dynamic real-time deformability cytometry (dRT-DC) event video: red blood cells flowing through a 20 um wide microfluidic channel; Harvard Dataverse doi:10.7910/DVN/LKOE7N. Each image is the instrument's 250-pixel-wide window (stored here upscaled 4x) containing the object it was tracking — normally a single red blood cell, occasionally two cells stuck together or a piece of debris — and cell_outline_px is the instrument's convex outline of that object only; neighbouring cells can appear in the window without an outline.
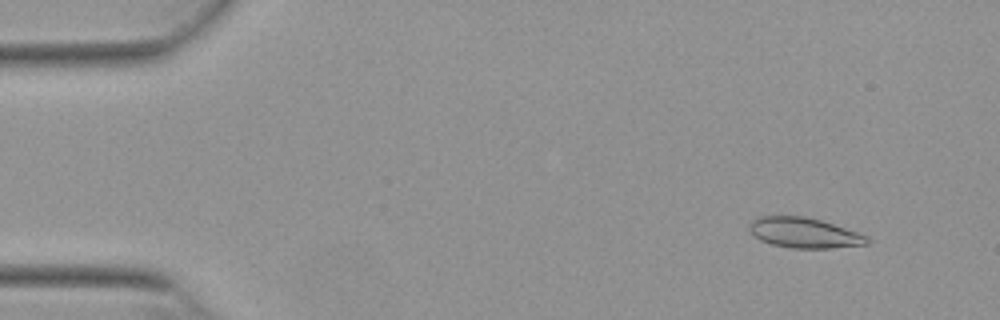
{"species": "Egyptian fruit bat (a non-hibernating species)", "species_latin": "Rousettus aegyptiacus", "temperature_condition": "warm", "stored_images_in_passage": 53, "camera_frame_rate_fps": 3000, "um_per_image_px": 0.085, "animal": {"sex": "female"}, "frame": {"image": 1, "passage_image": 5, "time_ms": 1.333, "image_size_px": [1000, 320], "cell_outline_px": [[872, 240], [868, 244], [832, 248], [792, 248], [772, 244], [760, 240], [748, 228], [748, 224], [756, 216], [804, 216], [820, 220], [868, 236]], "centroid_in_image_um": [68.35, 19.79], "position_along_channel_um": 16.7, "area_um2": 20.69}}
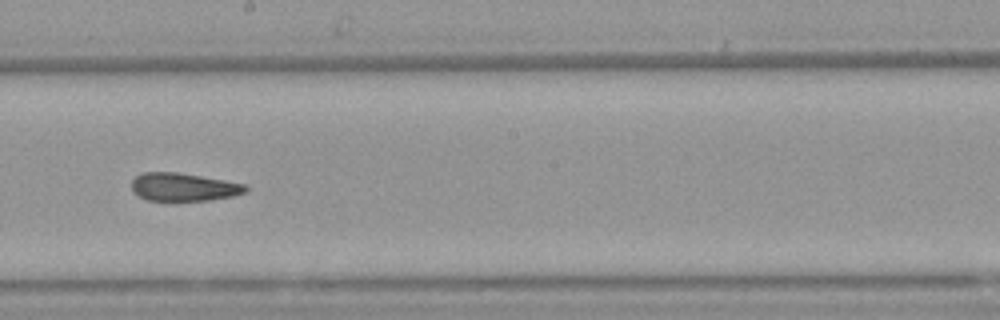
{"frame": {"image": 2, "passage_image": 30, "time_ms": 9.667, "image_size_px": [1000, 320], "cell_outline_px": [[248, 192], [232, 196], [208, 200], [148, 200], [132, 192], [132, 180], [136, 176], [144, 172], [176, 172], [224, 180], [244, 184], [248, 188]], "centroid_in_image_um": [15.6, 15.89], "position_along_channel_um": 232.6, "area_um2": 18.44}}
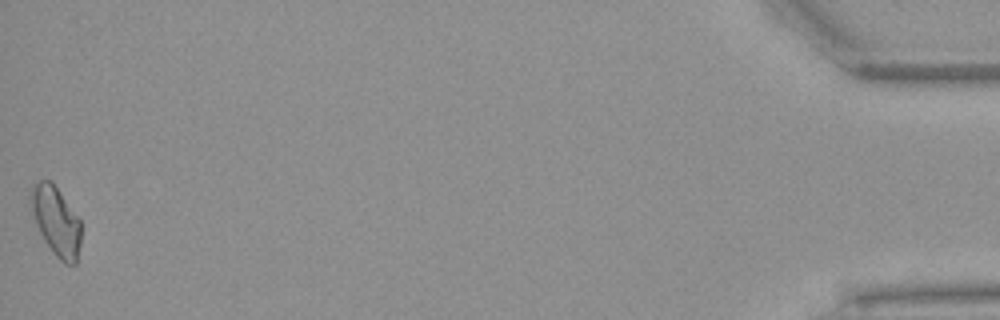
{"frame": {"image": 3, "passage_image": 53, "time_ms": 17.333, "image_size_px": [1000, 320], "cell_outline_px": [[80, 244], [76, 264], [64, 264], [56, 256], [44, 240], [36, 224], [28, 204], [28, 192], [32, 184], [40, 180], [52, 180], [80, 220]], "centroid_in_image_um": [4.71, 18.74], "position_along_channel_um": 430.5, "area_um2": 20.52}, "authors_computed_cell_mechanics": {"area_um2": 19.7676, "velocity_mm_per_s": 3.8509, "shape_relaxation_time_tau1_ms": null, "shape_relaxation_time_tau2_ms": 4.2602, "deformation_change_tau1": null, "deformation_change_tau2": 0.0899}}